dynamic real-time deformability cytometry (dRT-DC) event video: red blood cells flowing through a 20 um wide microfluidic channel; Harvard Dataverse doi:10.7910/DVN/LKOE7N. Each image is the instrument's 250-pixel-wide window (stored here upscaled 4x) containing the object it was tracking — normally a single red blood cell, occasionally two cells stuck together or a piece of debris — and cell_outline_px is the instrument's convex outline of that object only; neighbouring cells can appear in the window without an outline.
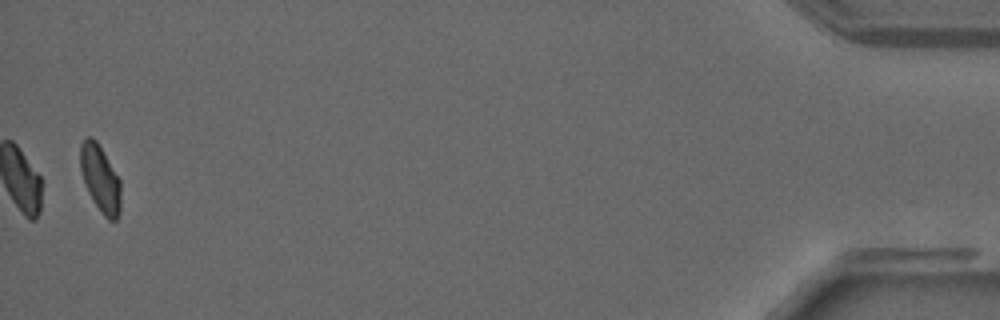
{"species": "common noctule bat (a hibernating species)", "species_latin": "Nyctalus noctula", "temperature_condition": "warm", "stored_images_in_passage": 37, "camera_frame_rate_fps": 3000, "um_per_image_px": 0.085, "animal": {"sex": "male", "forearm_length_mm": 52.5}, "frame": {"image": 1, "passage_image": 37, "time_ms": 12.0, "image_size_px": [1000, 320], "cell_outline_px": [[120, 212], [116, 220], [108, 220], [104, 216], [92, 200], [84, 184], [80, 168], [80, 144], [88, 136], [92, 136], [96, 140], [120, 180]], "centroid_in_image_um": [8.51, 15.19], "position_along_channel_um": 426.7, "area_um2": 15.72}}